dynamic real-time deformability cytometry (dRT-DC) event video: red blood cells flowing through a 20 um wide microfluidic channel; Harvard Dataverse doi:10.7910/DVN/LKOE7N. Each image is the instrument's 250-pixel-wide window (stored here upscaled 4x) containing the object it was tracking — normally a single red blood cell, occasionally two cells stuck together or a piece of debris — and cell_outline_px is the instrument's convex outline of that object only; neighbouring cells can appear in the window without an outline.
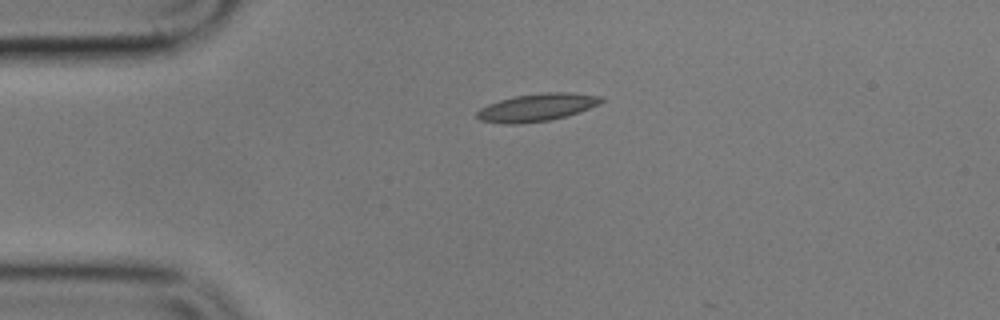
{"species": "common noctule bat (a hibernating species)", "species_latin": "Nyctalus noctula", "temperature_condition": "cold", "stored_images_in_passage": 3, "camera_frame_rate_fps": 3000, "um_per_image_px": 0.085, "animal": {"sex": "male", "body_mass_g": 17.9}, "frame": {"image": 1, "passage_image": 1, "time_ms": 0.0, "image_size_px": [1000, 320], "cell_outline_px": [[604, 100], [600, 104], [564, 116], [548, 120], [520, 124], [504, 124], [480, 120], [476, 116], [476, 112], [480, 108], [488, 104], [512, 96], [544, 92], [568, 92], [604, 96]], "centroid_in_image_um": [45.61, 9.12], "position_along_channel_um": 39.4, "area_um2": 20.0}}
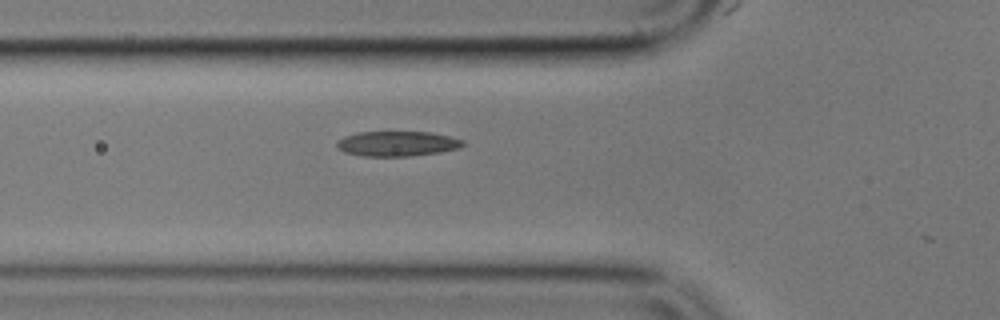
{"frame": {"image": 2, "passage_image": 3, "time_ms": 2.333, "image_size_px": [1000, 320], "cell_outline_px": [[464, 144], [460, 148], [440, 152], [408, 156], [364, 156], [344, 152], [336, 148], [336, 140], [344, 136], [360, 132], [428, 132], [448, 136], [464, 140]], "centroid_in_image_um": [33.73, 12.21], "position_along_channel_um": 92.1, "area_um2": 18.38}}